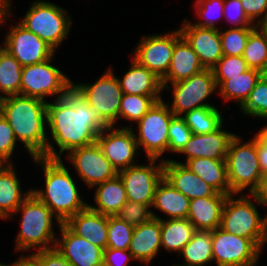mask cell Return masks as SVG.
Returning <instances> with one entry per match:
<instances>
[{"instance_id": "30", "label": "cell", "mask_w": 267, "mask_h": 266, "mask_svg": "<svg viewBox=\"0 0 267 266\" xmlns=\"http://www.w3.org/2000/svg\"><path fill=\"white\" fill-rule=\"evenodd\" d=\"M174 161L184 164L189 170L212 186L217 192L230 195L225 160L195 158L190 159L185 163L176 160Z\"/></svg>"}, {"instance_id": "47", "label": "cell", "mask_w": 267, "mask_h": 266, "mask_svg": "<svg viewBox=\"0 0 267 266\" xmlns=\"http://www.w3.org/2000/svg\"><path fill=\"white\" fill-rule=\"evenodd\" d=\"M247 18L257 26L267 18V0H240ZM256 23L254 21L257 20Z\"/></svg>"}, {"instance_id": "1", "label": "cell", "mask_w": 267, "mask_h": 266, "mask_svg": "<svg viewBox=\"0 0 267 266\" xmlns=\"http://www.w3.org/2000/svg\"><path fill=\"white\" fill-rule=\"evenodd\" d=\"M107 127L98 112L73 86L64 97L47 103V129L59 148L58 159L64 151L95 143Z\"/></svg>"}, {"instance_id": "26", "label": "cell", "mask_w": 267, "mask_h": 266, "mask_svg": "<svg viewBox=\"0 0 267 266\" xmlns=\"http://www.w3.org/2000/svg\"><path fill=\"white\" fill-rule=\"evenodd\" d=\"M161 248V219L136 226L129 246L134 260L150 264Z\"/></svg>"}, {"instance_id": "43", "label": "cell", "mask_w": 267, "mask_h": 266, "mask_svg": "<svg viewBox=\"0 0 267 266\" xmlns=\"http://www.w3.org/2000/svg\"><path fill=\"white\" fill-rule=\"evenodd\" d=\"M249 69L243 56L228 55H223L212 68L215 80H227L230 79V77L239 76Z\"/></svg>"}, {"instance_id": "31", "label": "cell", "mask_w": 267, "mask_h": 266, "mask_svg": "<svg viewBox=\"0 0 267 266\" xmlns=\"http://www.w3.org/2000/svg\"><path fill=\"white\" fill-rule=\"evenodd\" d=\"M155 219H161V248L168 252H177L192 239L196 229L187 219H162L152 212Z\"/></svg>"}, {"instance_id": "44", "label": "cell", "mask_w": 267, "mask_h": 266, "mask_svg": "<svg viewBox=\"0 0 267 266\" xmlns=\"http://www.w3.org/2000/svg\"><path fill=\"white\" fill-rule=\"evenodd\" d=\"M192 131L181 116H173L169 124L168 152L180 153L190 140Z\"/></svg>"}, {"instance_id": "6", "label": "cell", "mask_w": 267, "mask_h": 266, "mask_svg": "<svg viewBox=\"0 0 267 266\" xmlns=\"http://www.w3.org/2000/svg\"><path fill=\"white\" fill-rule=\"evenodd\" d=\"M225 163L230 195L237 196L247 188L252 194L257 189L262 171L256 151V136L242 144L241 137L235 135L230 140Z\"/></svg>"}, {"instance_id": "45", "label": "cell", "mask_w": 267, "mask_h": 266, "mask_svg": "<svg viewBox=\"0 0 267 266\" xmlns=\"http://www.w3.org/2000/svg\"><path fill=\"white\" fill-rule=\"evenodd\" d=\"M17 139L9 122L0 114V164H13L11 156Z\"/></svg>"}, {"instance_id": "52", "label": "cell", "mask_w": 267, "mask_h": 266, "mask_svg": "<svg viewBox=\"0 0 267 266\" xmlns=\"http://www.w3.org/2000/svg\"><path fill=\"white\" fill-rule=\"evenodd\" d=\"M9 266H39V264L38 261L31 254H29L28 256H20L17 261Z\"/></svg>"}, {"instance_id": "54", "label": "cell", "mask_w": 267, "mask_h": 266, "mask_svg": "<svg viewBox=\"0 0 267 266\" xmlns=\"http://www.w3.org/2000/svg\"><path fill=\"white\" fill-rule=\"evenodd\" d=\"M255 136L267 146V125L263 126L260 131L255 134Z\"/></svg>"}, {"instance_id": "7", "label": "cell", "mask_w": 267, "mask_h": 266, "mask_svg": "<svg viewBox=\"0 0 267 266\" xmlns=\"http://www.w3.org/2000/svg\"><path fill=\"white\" fill-rule=\"evenodd\" d=\"M67 14L64 8L52 2L36 0L19 23L56 52L72 27V18Z\"/></svg>"}, {"instance_id": "5", "label": "cell", "mask_w": 267, "mask_h": 266, "mask_svg": "<svg viewBox=\"0 0 267 266\" xmlns=\"http://www.w3.org/2000/svg\"><path fill=\"white\" fill-rule=\"evenodd\" d=\"M248 195L255 202L246 194L239 195L236 199H234L235 194L227 196L222 210L220 228L234 235L251 239L262 250V246L267 242V214L262 218L255 205L259 204L258 201L252 194Z\"/></svg>"}, {"instance_id": "41", "label": "cell", "mask_w": 267, "mask_h": 266, "mask_svg": "<svg viewBox=\"0 0 267 266\" xmlns=\"http://www.w3.org/2000/svg\"><path fill=\"white\" fill-rule=\"evenodd\" d=\"M195 12L198 17L204 18L194 25L199 27L216 28L215 20L223 17L224 0H196Z\"/></svg>"}, {"instance_id": "15", "label": "cell", "mask_w": 267, "mask_h": 266, "mask_svg": "<svg viewBox=\"0 0 267 266\" xmlns=\"http://www.w3.org/2000/svg\"><path fill=\"white\" fill-rule=\"evenodd\" d=\"M67 159L87 186H94L118 175L97 142L67 152Z\"/></svg>"}, {"instance_id": "14", "label": "cell", "mask_w": 267, "mask_h": 266, "mask_svg": "<svg viewBox=\"0 0 267 266\" xmlns=\"http://www.w3.org/2000/svg\"><path fill=\"white\" fill-rule=\"evenodd\" d=\"M149 165L136 164L120 170L128 201L152 205L155 191L163 175V160L155 164V158H148Z\"/></svg>"}, {"instance_id": "57", "label": "cell", "mask_w": 267, "mask_h": 266, "mask_svg": "<svg viewBox=\"0 0 267 266\" xmlns=\"http://www.w3.org/2000/svg\"><path fill=\"white\" fill-rule=\"evenodd\" d=\"M4 7V0H0V10Z\"/></svg>"}, {"instance_id": "36", "label": "cell", "mask_w": 267, "mask_h": 266, "mask_svg": "<svg viewBox=\"0 0 267 266\" xmlns=\"http://www.w3.org/2000/svg\"><path fill=\"white\" fill-rule=\"evenodd\" d=\"M243 58L250 69L260 70L267 62V36L259 26L250 33Z\"/></svg>"}, {"instance_id": "34", "label": "cell", "mask_w": 267, "mask_h": 266, "mask_svg": "<svg viewBox=\"0 0 267 266\" xmlns=\"http://www.w3.org/2000/svg\"><path fill=\"white\" fill-rule=\"evenodd\" d=\"M192 134H209L223 125L221 112L215 106L193 109L181 116Z\"/></svg>"}, {"instance_id": "17", "label": "cell", "mask_w": 267, "mask_h": 266, "mask_svg": "<svg viewBox=\"0 0 267 266\" xmlns=\"http://www.w3.org/2000/svg\"><path fill=\"white\" fill-rule=\"evenodd\" d=\"M130 127L124 126L120 129H115L114 126L107 127L97 136L96 142L117 172L136 165L134 157L139 148L134 129Z\"/></svg>"}, {"instance_id": "56", "label": "cell", "mask_w": 267, "mask_h": 266, "mask_svg": "<svg viewBox=\"0 0 267 266\" xmlns=\"http://www.w3.org/2000/svg\"><path fill=\"white\" fill-rule=\"evenodd\" d=\"M261 30L266 34L267 36V18L261 23L258 25Z\"/></svg>"}, {"instance_id": "32", "label": "cell", "mask_w": 267, "mask_h": 266, "mask_svg": "<svg viewBox=\"0 0 267 266\" xmlns=\"http://www.w3.org/2000/svg\"><path fill=\"white\" fill-rule=\"evenodd\" d=\"M259 78V70L249 69L239 76L230 77L227 80H215V83L223 100H235L241 107L249 97Z\"/></svg>"}, {"instance_id": "29", "label": "cell", "mask_w": 267, "mask_h": 266, "mask_svg": "<svg viewBox=\"0 0 267 266\" xmlns=\"http://www.w3.org/2000/svg\"><path fill=\"white\" fill-rule=\"evenodd\" d=\"M190 199L175 189L164 177L157 185L151 207L167 214L168 219H185L188 216Z\"/></svg>"}, {"instance_id": "22", "label": "cell", "mask_w": 267, "mask_h": 266, "mask_svg": "<svg viewBox=\"0 0 267 266\" xmlns=\"http://www.w3.org/2000/svg\"><path fill=\"white\" fill-rule=\"evenodd\" d=\"M73 233L105 250L107 248L108 216L88 206L64 223Z\"/></svg>"}, {"instance_id": "8", "label": "cell", "mask_w": 267, "mask_h": 266, "mask_svg": "<svg viewBox=\"0 0 267 266\" xmlns=\"http://www.w3.org/2000/svg\"><path fill=\"white\" fill-rule=\"evenodd\" d=\"M53 57L42 63L22 67L20 95L43 101L46 96L56 95L57 99L66 95L73 82L51 64Z\"/></svg>"}, {"instance_id": "3", "label": "cell", "mask_w": 267, "mask_h": 266, "mask_svg": "<svg viewBox=\"0 0 267 266\" xmlns=\"http://www.w3.org/2000/svg\"><path fill=\"white\" fill-rule=\"evenodd\" d=\"M33 160L34 163L41 164L45 189H31V192L50 208L61 223H65L88 206V203L81 199L78 187L62 159L33 157Z\"/></svg>"}, {"instance_id": "27", "label": "cell", "mask_w": 267, "mask_h": 266, "mask_svg": "<svg viewBox=\"0 0 267 266\" xmlns=\"http://www.w3.org/2000/svg\"><path fill=\"white\" fill-rule=\"evenodd\" d=\"M14 164H0V218L14 216L16 209L31 194L22 192L20 181L16 175Z\"/></svg>"}, {"instance_id": "42", "label": "cell", "mask_w": 267, "mask_h": 266, "mask_svg": "<svg viewBox=\"0 0 267 266\" xmlns=\"http://www.w3.org/2000/svg\"><path fill=\"white\" fill-rule=\"evenodd\" d=\"M151 206L140 202L127 201L116 216L133 227L140 226L154 218Z\"/></svg>"}, {"instance_id": "21", "label": "cell", "mask_w": 267, "mask_h": 266, "mask_svg": "<svg viewBox=\"0 0 267 266\" xmlns=\"http://www.w3.org/2000/svg\"><path fill=\"white\" fill-rule=\"evenodd\" d=\"M209 134H192L180 154H186V162L195 158L225 160L230 140L235 136L222 129Z\"/></svg>"}, {"instance_id": "49", "label": "cell", "mask_w": 267, "mask_h": 266, "mask_svg": "<svg viewBox=\"0 0 267 266\" xmlns=\"http://www.w3.org/2000/svg\"><path fill=\"white\" fill-rule=\"evenodd\" d=\"M134 260L129 250L106 248L103 250V266H128Z\"/></svg>"}, {"instance_id": "50", "label": "cell", "mask_w": 267, "mask_h": 266, "mask_svg": "<svg viewBox=\"0 0 267 266\" xmlns=\"http://www.w3.org/2000/svg\"><path fill=\"white\" fill-rule=\"evenodd\" d=\"M259 205L267 206V173L262 174L257 189L252 193Z\"/></svg>"}, {"instance_id": "48", "label": "cell", "mask_w": 267, "mask_h": 266, "mask_svg": "<svg viewBox=\"0 0 267 266\" xmlns=\"http://www.w3.org/2000/svg\"><path fill=\"white\" fill-rule=\"evenodd\" d=\"M31 255L38 261L39 266H73L55 247Z\"/></svg>"}, {"instance_id": "39", "label": "cell", "mask_w": 267, "mask_h": 266, "mask_svg": "<svg viewBox=\"0 0 267 266\" xmlns=\"http://www.w3.org/2000/svg\"><path fill=\"white\" fill-rule=\"evenodd\" d=\"M256 27L229 28L220 31L223 55L243 56L250 33Z\"/></svg>"}, {"instance_id": "58", "label": "cell", "mask_w": 267, "mask_h": 266, "mask_svg": "<svg viewBox=\"0 0 267 266\" xmlns=\"http://www.w3.org/2000/svg\"><path fill=\"white\" fill-rule=\"evenodd\" d=\"M257 262H258V261H255V262H253V263H251V264H249V265H247V266H256Z\"/></svg>"}, {"instance_id": "59", "label": "cell", "mask_w": 267, "mask_h": 266, "mask_svg": "<svg viewBox=\"0 0 267 266\" xmlns=\"http://www.w3.org/2000/svg\"><path fill=\"white\" fill-rule=\"evenodd\" d=\"M0 266H9V264H3L0 262Z\"/></svg>"}, {"instance_id": "35", "label": "cell", "mask_w": 267, "mask_h": 266, "mask_svg": "<svg viewBox=\"0 0 267 266\" xmlns=\"http://www.w3.org/2000/svg\"><path fill=\"white\" fill-rule=\"evenodd\" d=\"M22 65L0 46V92L4 97L20 95Z\"/></svg>"}, {"instance_id": "19", "label": "cell", "mask_w": 267, "mask_h": 266, "mask_svg": "<svg viewBox=\"0 0 267 266\" xmlns=\"http://www.w3.org/2000/svg\"><path fill=\"white\" fill-rule=\"evenodd\" d=\"M61 239L55 248L73 266H103V249L77 236L64 223L60 224Z\"/></svg>"}, {"instance_id": "11", "label": "cell", "mask_w": 267, "mask_h": 266, "mask_svg": "<svg viewBox=\"0 0 267 266\" xmlns=\"http://www.w3.org/2000/svg\"><path fill=\"white\" fill-rule=\"evenodd\" d=\"M171 85L173 102L168 106L175 116H182L193 109L214 106L205 103V100L217 89L212 69H204L187 79L171 83Z\"/></svg>"}, {"instance_id": "2", "label": "cell", "mask_w": 267, "mask_h": 266, "mask_svg": "<svg viewBox=\"0 0 267 266\" xmlns=\"http://www.w3.org/2000/svg\"><path fill=\"white\" fill-rule=\"evenodd\" d=\"M47 103L34 97L11 95L1 98L0 114L9 122L30 157L58 159L54 145L46 136Z\"/></svg>"}, {"instance_id": "38", "label": "cell", "mask_w": 267, "mask_h": 266, "mask_svg": "<svg viewBox=\"0 0 267 266\" xmlns=\"http://www.w3.org/2000/svg\"><path fill=\"white\" fill-rule=\"evenodd\" d=\"M134 227L118 216H108L107 248L128 250Z\"/></svg>"}, {"instance_id": "4", "label": "cell", "mask_w": 267, "mask_h": 266, "mask_svg": "<svg viewBox=\"0 0 267 266\" xmlns=\"http://www.w3.org/2000/svg\"><path fill=\"white\" fill-rule=\"evenodd\" d=\"M22 214L21 227L16 238V250L41 251L55 247L56 234L53 229V218L60 226L61 222L50 208L42 203L32 192L16 209L14 214ZM37 248V249H36Z\"/></svg>"}, {"instance_id": "16", "label": "cell", "mask_w": 267, "mask_h": 266, "mask_svg": "<svg viewBox=\"0 0 267 266\" xmlns=\"http://www.w3.org/2000/svg\"><path fill=\"white\" fill-rule=\"evenodd\" d=\"M6 35L2 47L22 66L42 63L55 55V51L48 44L19 22L12 26Z\"/></svg>"}, {"instance_id": "12", "label": "cell", "mask_w": 267, "mask_h": 266, "mask_svg": "<svg viewBox=\"0 0 267 266\" xmlns=\"http://www.w3.org/2000/svg\"><path fill=\"white\" fill-rule=\"evenodd\" d=\"M181 36L180 29H177L171 33L142 37L132 58L162 80L168 72L176 41Z\"/></svg>"}, {"instance_id": "10", "label": "cell", "mask_w": 267, "mask_h": 266, "mask_svg": "<svg viewBox=\"0 0 267 266\" xmlns=\"http://www.w3.org/2000/svg\"><path fill=\"white\" fill-rule=\"evenodd\" d=\"M110 67L93 84H74L72 86L82 95L91 108H94L100 118L109 126L114 124L119 117L120 103L123 92L118 78Z\"/></svg>"}, {"instance_id": "37", "label": "cell", "mask_w": 267, "mask_h": 266, "mask_svg": "<svg viewBox=\"0 0 267 266\" xmlns=\"http://www.w3.org/2000/svg\"><path fill=\"white\" fill-rule=\"evenodd\" d=\"M156 101L151 96L123 94L118 119L138 122Z\"/></svg>"}, {"instance_id": "46", "label": "cell", "mask_w": 267, "mask_h": 266, "mask_svg": "<svg viewBox=\"0 0 267 266\" xmlns=\"http://www.w3.org/2000/svg\"><path fill=\"white\" fill-rule=\"evenodd\" d=\"M223 16L233 25V28L257 27L245 15L240 0H224Z\"/></svg>"}, {"instance_id": "51", "label": "cell", "mask_w": 267, "mask_h": 266, "mask_svg": "<svg viewBox=\"0 0 267 266\" xmlns=\"http://www.w3.org/2000/svg\"><path fill=\"white\" fill-rule=\"evenodd\" d=\"M256 151L262 174L267 173V146L256 137Z\"/></svg>"}, {"instance_id": "9", "label": "cell", "mask_w": 267, "mask_h": 266, "mask_svg": "<svg viewBox=\"0 0 267 266\" xmlns=\"http://www.w3.org/2000/svg\"><path fill=\"white\" fill-rule=\"evenodd\" d=\"M173 112L163 99L155 102L136 127L138 135L135 134L138 148L143 147L148 158L158 159L168 151L169 124Z\"/></svg>"}, {"instance_id": "53", "label": "cell", "mask_w": 267, "mask_h": 266, "mask_svg": "<svg viewBox=\"0 0 267 266\" xmlns=\"http://www.w3.org/2000/svg\"><path fill=\"white\" fill-rule=\"evenodd\" d=\"M11 0H4V7L0 10V24H6L7 18L12 15Z\"/></svg>"}, {"instance_id": "28", "label": "cell", "mask_w": 267, "mask_h": 266, "mask_svg": "<svg viewBox=\"0 0 267 266\" xmlns=\"http://www.w3.org/2000/svg\"><path fill=\"white\" fill-rule=\"evenodd\" d=\"M96 189L94 198L96 206L88 207L106 216H115L121 207L128 201L126 190L119 175L94 186Z\"/></svg>"}, {"instance_id": "33", "label": "cell", "mask_w": 267, "mask_h": 266, "mask_svg": "<svg viewBox=\"0 0 267 266\" xmlns=\"http://www.w3.org/2000/svg\"><path fill=\"white\" fill-rule=\"evenodd\" d=\"M179 255H182L186 264H174L173 266H205V264H209L213 261L212 231L196 230Z\"/></svg>"}, {"instance_id": "40", "label": "cell", "mask_w": 267, "mask_h": 266, "mask_svg": "<svg viewBox=\"0 0 267 266\" xmlns=\"http://www.w3.org/2000/svg\"><path fill=\"white\" fill-rule=\"evenodd\" d=\"M240 109L247 116L267 119V81L259 78Z\"/></svg>"}, {"instance_id": "25", "label": "cell", "mask_w": 267, "mask_h": 266, "mask_svg": "<svg viewBox=\"0 0 267 266\" xmlns=\"http://www.w3.org/2000/svg\"><path fill=\"white\" fill-rule=\"evenodd\" d=\"M130 69L119 80L121 90L124 94H136L151 96L156 102L161 100L163 86L161 79L148 68L141 66L132 58Z\"/></svg>"}, {"instance_id": "55", "label": "cell", "mask_w": 267, "mask_h": 266, "mask_svg": "<svg viewBox=\"0 0 267 266\" xmlns=\"http://www.w3.org/2000/svg\"><path fill=\"white\" fill-rule=\"evenodd\" d=\"M260 78L264 81H267V62L263 65V67L259 70Z\"/></svg>"}, {"instance_id": "24", "label": "cell", "mask_w": 267, "mask_h": 266, "mask_svg": "<svg viewBox=\"0 0 267 266\" xmlns=\"http://www.w3.org/2000/svg\"><path fill=\"white\" fill-rule=\"evenodd\" d=\"M227 196V194L217 192L214 196L190 200L187 219L196 230L213 231L219 228Z\"/></svg>"}, {"instance_id": "23", "label": "cell", "mask_w": 267, "mask_h": 266, "mask_svg": "<svg viewBox=\"0 0 267 266\" xmlns=\"http://www.w3.org/2000/svg\"><path fill=\"white\" fill-rule=\"evenodd\" d=\"M205 68L186 39L181 36L174 46L171 63L166 76L161 80L163 89L170 90L171 83L187 79Z\"/></svg>"}, {"instance_id": "20", "label": "cell", "mask_w": 267, "mask_h": 266, "mask_svg": "<svg viewBox=\"0 0 267 266\" xmlns=\"http://www.w3.org/2000/svg\"><path fill=\"white\" fill-rule=\"evenodd\" d=\"M163 160L164 178L190 200L199 197L214 196L217 191L189 170L184 164L172 159Z\"/></svg>"}, {"instance_id": "13", "label": "cell", "mask_w": 267, "mask_h": 266, "mask_svg": "<svg viewBox=\"0 0 267 266\" xmlns=\"http://www.w3.org/2000/svg\"><path fill=\"white\" fill-rule=\"evenodd\" d=\"M212 253L217 266H247L259 260L261 249L251 239L219 227L212 231Z\"/></svg>"}, {"instance_id": "18", "label": "cell", "mask_w": 267, "mask_h": 266, "mask_svg": "<svg viewBox=\"0 0 267 266\" xmlns=\"http://www.w3.org/2000/svg\"><path fill=\"white\" fill-rule=\"evenodd\" d=\"M185 19L180 29L205 69H212L222 58L219 28L196 26Z\"/></svg>"}]
</instances>
